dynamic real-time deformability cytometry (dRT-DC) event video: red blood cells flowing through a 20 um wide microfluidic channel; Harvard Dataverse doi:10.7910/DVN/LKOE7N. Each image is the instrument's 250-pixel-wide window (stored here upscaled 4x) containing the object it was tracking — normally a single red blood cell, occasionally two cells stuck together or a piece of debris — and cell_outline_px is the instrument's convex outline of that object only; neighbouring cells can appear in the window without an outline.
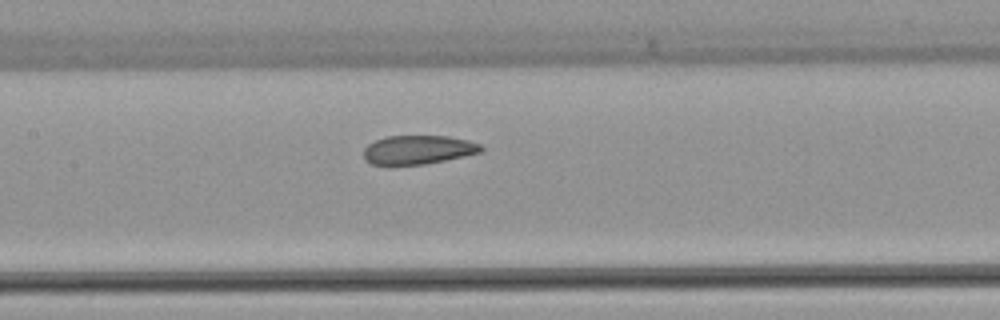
{"species": "common noctule bat (a hibernating species)", "species_latin": "Nyctalus noctula", "temperature_condition": "warm", "stored_images_in_passage": 6, "camera_frame_rate_fps": 3000, "um_per_image_px": 0.085, "animal": {"sex": "female", "body_mass_g": 22.7, "forearm_length_mm": 54.2}, "frame": {"image": 1, "passage_image": 6, "time_ms": 6.0, "image_size_px": [1000, 320], "cell_outline_px": [[484, 148], [480, 152], [464, 156], [424, 164], [372, 164], [364, 160], [364, 148], [368, 144], [384, 136], [448, 136], [468, 140], [480, 144]], "centroid_in_image_um": [35.53, 12.72], "position_along_channel_um": 171.9, "area_um2": 19.59}}